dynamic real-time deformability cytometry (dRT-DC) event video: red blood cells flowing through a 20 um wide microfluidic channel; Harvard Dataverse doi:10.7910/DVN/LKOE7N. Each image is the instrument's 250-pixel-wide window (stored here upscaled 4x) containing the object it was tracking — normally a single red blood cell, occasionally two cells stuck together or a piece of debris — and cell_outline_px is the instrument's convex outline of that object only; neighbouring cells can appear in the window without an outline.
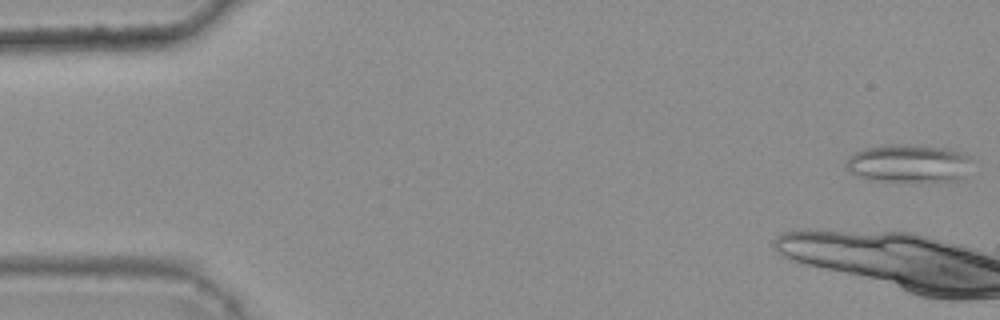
{"species": "common noctule bat (a hibernating species)", "species_latin": "Nyctalus noctula", "temperature_condition": "warm", "stored_images_in_passage": 45, "camera_frame_rate_fps": 3000, "um_per_image_px": 0.085, "animal": {"sex": "female", "body_mass_g": 25.1}, "frame": {"image": 1, "passage_image": 1, "time_ms": 0.0, "image_size_px": [1000, 320], "cell_outline_px": [[972, 160], [960, 176], [956, 180], [868, 180], [852, 172], [848, 168], [848, 156], [864, 148], [880, 144], [904, 144], [948, 148], [968, 156]], "centroid_in_image_um": [77.17, 13.85], "position_along_channel_um": 7.8, "area_um2": 27.05}}